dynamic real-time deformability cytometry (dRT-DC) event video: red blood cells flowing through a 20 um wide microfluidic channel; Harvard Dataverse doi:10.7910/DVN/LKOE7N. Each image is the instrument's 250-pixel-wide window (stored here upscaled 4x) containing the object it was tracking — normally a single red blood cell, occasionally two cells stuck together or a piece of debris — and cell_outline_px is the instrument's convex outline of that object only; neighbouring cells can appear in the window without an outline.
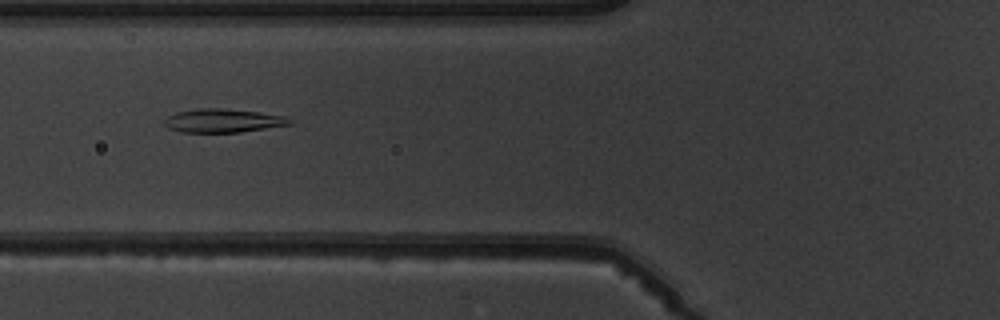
{"species": "common noctule bat (a hibernating species)", "species_latin": "Nyctalus noctula", "temperature_condition": "warm", "stored_images_in_passage": 6, "camera_frame_rate_fps": 3000, "um_per_image_px": 0.085, "animal": {"sex": "male", "body_mass_g": 19.5, "forearm_length_mm": 54.6}, "frame": {"image": 1, "passage_image": 3, "time_ms": 2.333, "image_size_px": [1000, 320], "cell_outline_px": [[292, 124], [240, 132], [180, 132], [168, 128], [164, 124], [164, 120], [168, 116], [176, 112], [196, 108], [220, 108], [260, 112], [284, 116], [292, 120]], "centroid_in_image_um": [18.93, 10.25], "position_along_channel_um": 106.9, "area_um2": 17.22}}
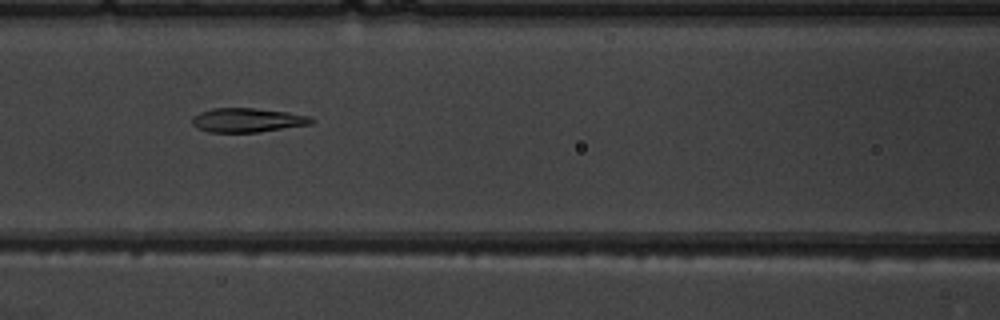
{"frame": {"image": 2, "passage_image": 4, "time_ms": 3.333, "image_size_px": [1000, 320], "cell_outline_px": [[316, 120], [312, 124], [260, 132], [208, 132], [196, 128], [192, 124], [192, 116], [200, 112], [212, 108], [252, 108], [288, 112], [312, 116]], "centroid_in_image_um": [21.05, 10.21], "position_along_channel_um": 145.5, "area_um2": 16.99}}
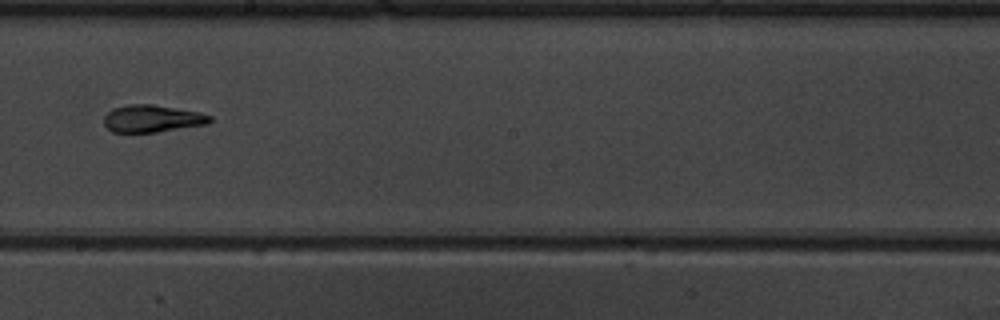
{"frame": {"image": 3, "passage_image": 6, "time_ms": 5.667, "image_size_px": [1000, 320], "cell_outline_px": [[212, 120], [208, 124], [156, 132], [112, 132], [104, 124], [104, 116], [112, 108], [128, 104], [152, 104], [200, 112], [212, 116]], "centroid_in_image_um": [12.94, 10.07], "position_along_channel_um": 235.3, "area_um2": 16.88}}